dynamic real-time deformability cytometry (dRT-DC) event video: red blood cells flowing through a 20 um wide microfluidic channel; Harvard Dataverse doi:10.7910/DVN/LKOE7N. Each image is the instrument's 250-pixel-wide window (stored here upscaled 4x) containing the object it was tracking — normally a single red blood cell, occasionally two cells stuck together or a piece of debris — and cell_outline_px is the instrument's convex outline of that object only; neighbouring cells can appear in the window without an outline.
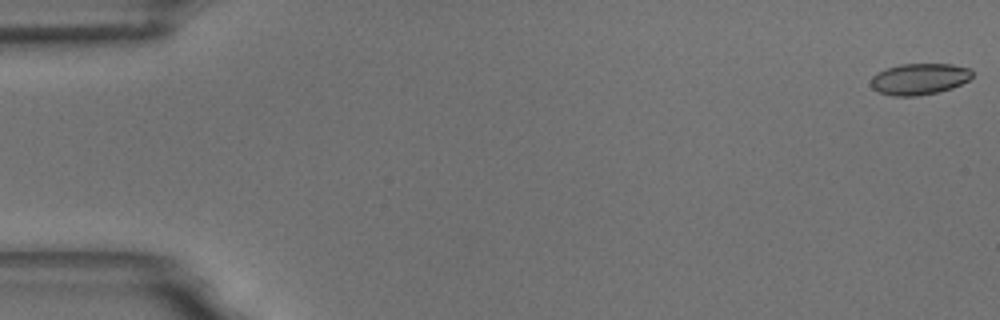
{"species": "common noctule bat (a hibernating species)", "species_latin": "Nyctalus noctula", "temperature_condition": "room temperature", "stored_images_in_passage": 55, "camera_frame_rate_fps": 3000, "um_per_image_px": 0.085, "animal": {"sex": "male", "body_mass_g": 18.8}, "frame": {"image": 1, "passage_image": 1, "time_ms": 0.0, "image_size_px": [1000, 320], "cell_outline_px": [[972, 76], [968, 80], [952, 88], [936, 92], [916, 96], [892, 96], [880, 92], [872, 88], [872, 76], [888, 68], [900, 64], [952, 64], [968, 68], [972, 72]], "centroid_in_image_um": [78.15, 6.71], "position_along_channel_um": 6.8, "area_um2": 18.21}}
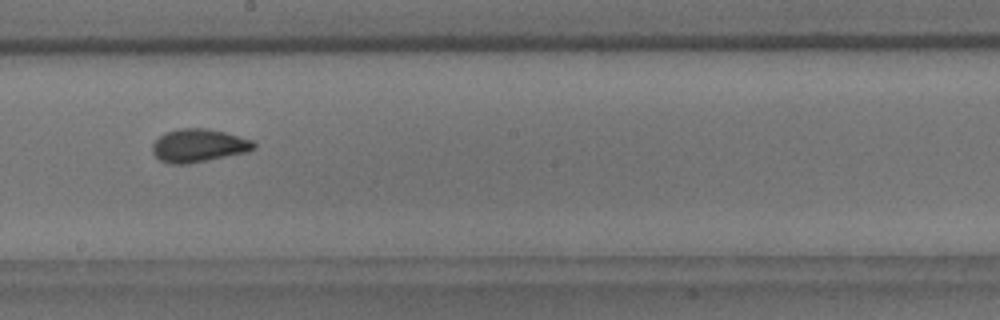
{"frame": {"image": 2, "passage_image": 31, "time_ms": 10.0, "image_size_px": [1000, 320], "cell_outline_px": [[256, 148], [248, 152], [188, 164], [168, 164], [160, 160], [152, 152], [152, 144], [164, 132], [180, 128], [208, 128], [224, 132], [252, 140], [256, 144]], "centroid_in_image_um": [16.88, 12.37], "position_along_channel_um": 231.3, "area_um2": 19.71}}
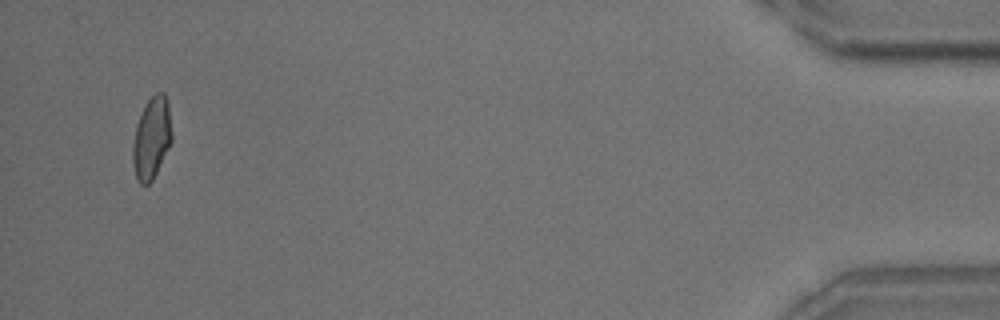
{"frame": {"image": 3, "passage_image": 53, "time_ms": 17.333, "image_size_px": [1000, 320], "cell_outline_px": [[172, 140], [152, 180], [148, 184], [140, 184], [136, 180], [132, 160], [132, 144], [136, 124], [144, 104], [156, 92], [164, 92], [168, 104], [172, 132]], "centroid_in_image_um": [12.86, 11.72], "position_along_channel_um": 422.3, "area_um2": 18.67}, "authors_computed_cell_mechanics": {"area_um2": 18.9584, "velocity_mm_per_s": 3.6966, "shape_relaxation_time_tau1_ms": 6.2023, "shape_relaxation_time_tau2_ms": 1.1961, "deformation_change_tau1": 0.131, "deformation_change_tau2": 0.0603}}